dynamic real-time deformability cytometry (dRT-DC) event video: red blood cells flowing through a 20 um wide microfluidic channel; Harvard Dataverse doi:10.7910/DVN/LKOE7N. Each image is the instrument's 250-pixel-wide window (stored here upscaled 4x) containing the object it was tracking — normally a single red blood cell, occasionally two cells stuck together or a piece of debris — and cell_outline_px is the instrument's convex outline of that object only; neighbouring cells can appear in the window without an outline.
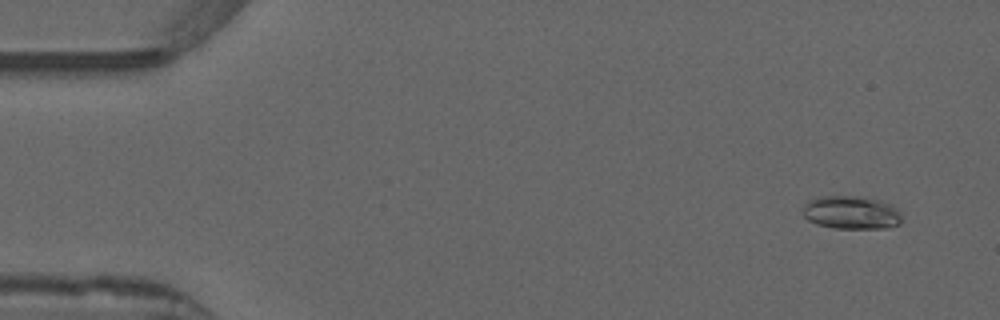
{"species": "common noctule bat (a hibernating species)", "species_latin": "Nyctalus noctula", "temperature_condition": "warm", "stored_images_in_passage": 53, "camera_frame_rate_fps": 3000, "um_per_image_px": 0.085, "animal": {"sex": "male", "forearm_length_mm": 52.5}, "frame": {"image": 1, "passage_image": 4, "time_ms": 1.0, "image_size_px": [1000, 320], "cell_outline_px": [[900, 224], [884, 228], [836, 228], [816, 224], [808, 220], [804, 216], [804, 204], [820, 196], [864, 196], [880, 200], [892, 204], [900, 212]], "centroid_in_image_um": [72.38, 18.05], "position_along_channel_um": 12.6, "area_um2": 19.13}}
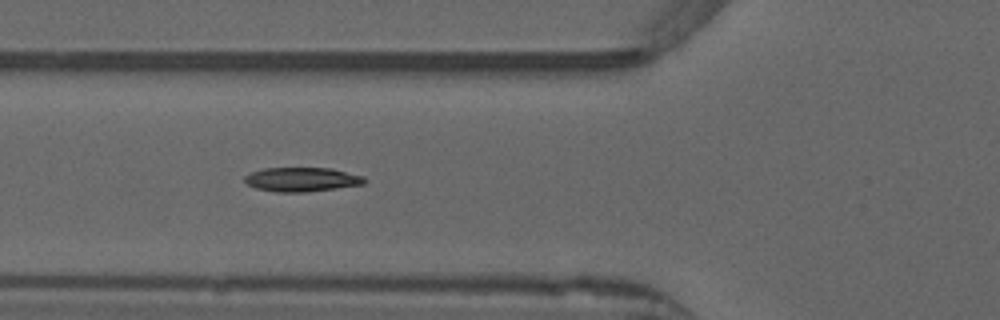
{"frame": {"image": 2, "passage_image": 20, "time_ms": 6.333, "image_size_px": [1000, 320], "cell_outline_px": [[368, 180], [364, 184], [308, 192], [276, 192], [256, 188], [248, 184], [244, 180], [244, 176], [252, 172], [264, 168], [332, 168], [364, 176]], "centroid_in_image_um": [25.69, 15.25], "position_along_channel_um": 100.1, "area_um2": 16.94}}
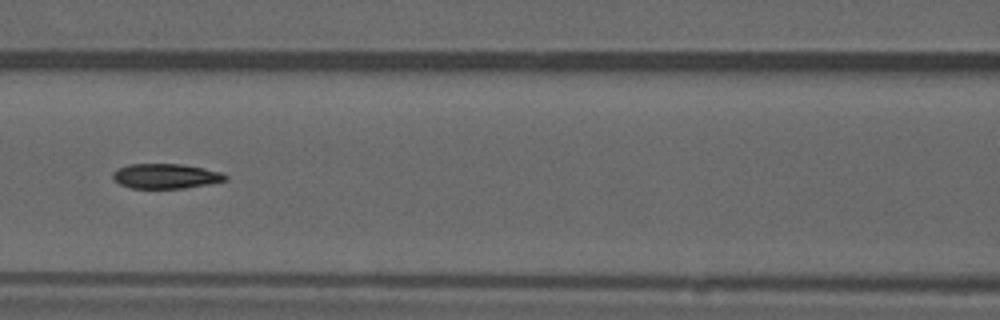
{"frame": {"image": 3, "passage_image": 24, "time_ms": 7.667, "image_size_px": [1000, 320], "cell_outline_px": [[228, 180], [208, 184], [184, 188], [132, 188], [120, 184], [112, 180], [112, 172], [128, 164], [180, 164], [204, 168], [220, 172], [228, 176]], "centroid_in_image_um": [14.08, 14.97], "position_along_channel_um": 152.5, "area_um2": 16.3}, "authors_computed_cell_mechanics": {"area_um2": 16.9354, "velocity_mm_per_s": 3.8888, "shape_relaxation_time_tau1_ms": null, "shape_relaxation_time_tau2_ms": 4.3319, "deformation_change_tau1": null, "deformation_change_tau2": 0.1044}}